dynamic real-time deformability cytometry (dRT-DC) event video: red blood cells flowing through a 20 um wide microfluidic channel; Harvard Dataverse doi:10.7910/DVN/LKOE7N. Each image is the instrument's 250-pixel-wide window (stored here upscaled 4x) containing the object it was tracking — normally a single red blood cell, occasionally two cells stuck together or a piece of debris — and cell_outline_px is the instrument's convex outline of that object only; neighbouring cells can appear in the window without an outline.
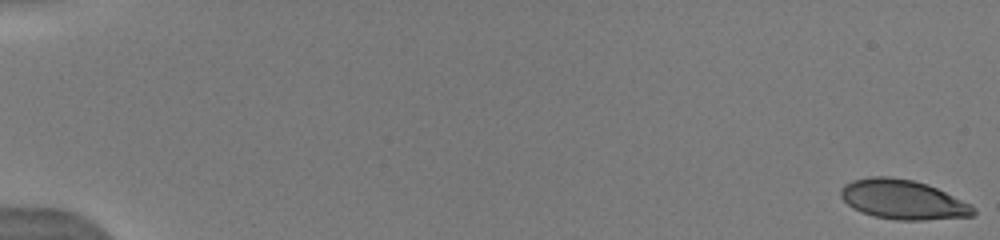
{"species": "human", "species_latin": "Homo sapiens", "temperature_condition": "warm", "stored_images_in_passage": 51, "camera_frame_rate_fps": 3000, "um_per_image_px": 0.085, "donor": {"sex": "male"}, "frame": {"image": 1, "passage_image": 1, "time_ms": 0.0, "image_size_px": [1000, 240], "cell_outline_px": [[976, 212], [972, 216], [924, 220], [896, 220], [872, 216], [860, 212], [852, 208], [840, 196], [840, 188], [844, 184], [852, 180], [872, 176], [888, 176], [912, 180], [928, 184], [972, 204], [976, 208]], "centroid_in_image_um": [76.74, 16.96], "position_along_channel_um": 8.3, "area_um2": 30.81}}
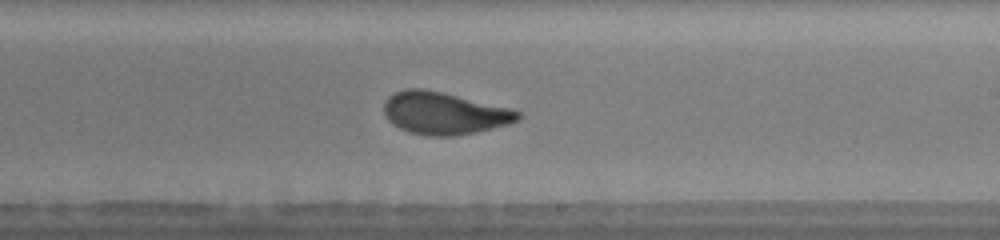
{"frame": {"image": 2, "passage_image": 34, "time_ms": 10.667, "image_size_px": [1000, 240], "cell_outline_px": [[520, 120], [508, 124], [476, 132], [456, 136], [428, 136], [408, 132], [392, 124], [388, 120], [384, 112], [384, 100], [388, 96], [396, 92], [408, 88], [424, 88], [444, 92], [508, 108], [520, 112]], "centroid_in_image_um": [37.72, 9.62], "position_along_channel_um": 251.3, "area_um2": 33.06}}
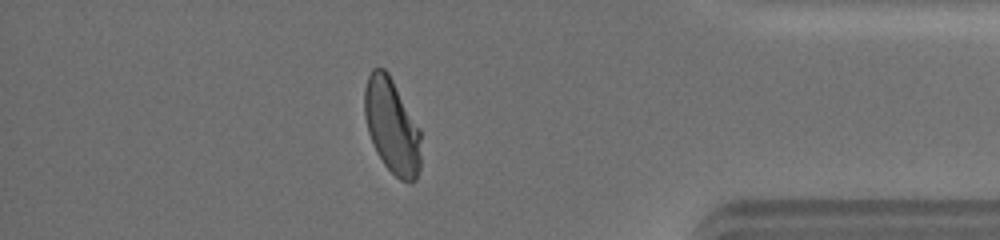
{"frame": {"image": 3, "passage_image": 46, "time_ms": 15.0, "image_size_px": [1000, 240], "cell_outline_px": [[420, 168], [416, 180], [400, 180], [384, 164], [376, 152], [368, 132], [364, 116], [364, 88], [368, 76], [372, 68], [384, 68], [388, 72], [420, 128]], "centroid_in_image_um": [33.29, 10.69], "position_along_channel_um": 401.9, "area_um2": 31.15}, "authors_computed_cell_mechanics": {"area_um2": 31.79, "velocity_mm_per_s": 4.0342, "shape_relaxation_time_tau1_ms": 4.0669, "shape_relaxation_time_tau2_ms": null, "deformation_change_tau1": 0.1821, "deformation_change_tau2": null}}